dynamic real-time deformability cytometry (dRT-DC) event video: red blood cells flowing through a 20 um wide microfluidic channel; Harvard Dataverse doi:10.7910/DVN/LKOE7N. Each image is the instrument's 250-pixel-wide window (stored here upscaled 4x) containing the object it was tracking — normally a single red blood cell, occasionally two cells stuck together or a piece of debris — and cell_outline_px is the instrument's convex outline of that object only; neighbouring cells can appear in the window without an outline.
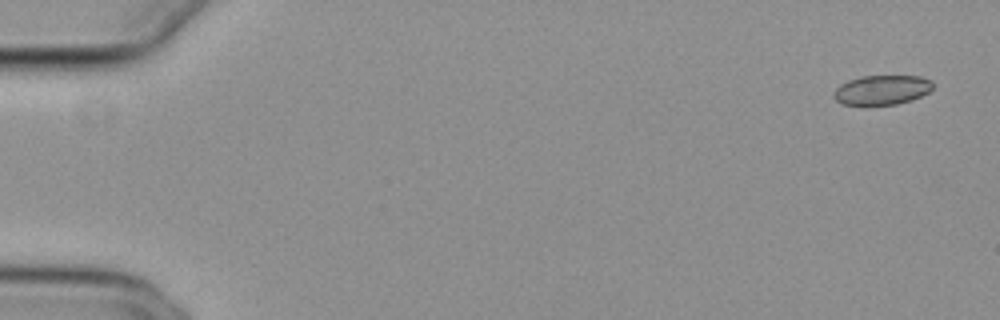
{"species": "common noctule bat (a hibernating species)", "species_latin": "Nyctalus noctula", "temperature_condition": "cold", "stored_images_in_passage": 10, "camera_frame_rate_fps": 3000, "um_per_image_px": 0.085, "animal": {"sex": "female", "body_mass_g": 29.2, "forearm_length_mm": 56.3}, "frame": {"image": 1, "passage_image": 1, "time_ms": 0.0, "image_size_px": [1000, 320], "cell_outline_px": [[932, 88], [928, 92], [912, 100], [896, 104], [840, 104], [832, 96], [836, 88], [840, 84], [848, 80], [860, 76], [920, 76], [932, 80]], "centroid_in_image_um": [74.94, 7.63], "position_along_channel_um": 10.1, "area_um2": 16.99}}